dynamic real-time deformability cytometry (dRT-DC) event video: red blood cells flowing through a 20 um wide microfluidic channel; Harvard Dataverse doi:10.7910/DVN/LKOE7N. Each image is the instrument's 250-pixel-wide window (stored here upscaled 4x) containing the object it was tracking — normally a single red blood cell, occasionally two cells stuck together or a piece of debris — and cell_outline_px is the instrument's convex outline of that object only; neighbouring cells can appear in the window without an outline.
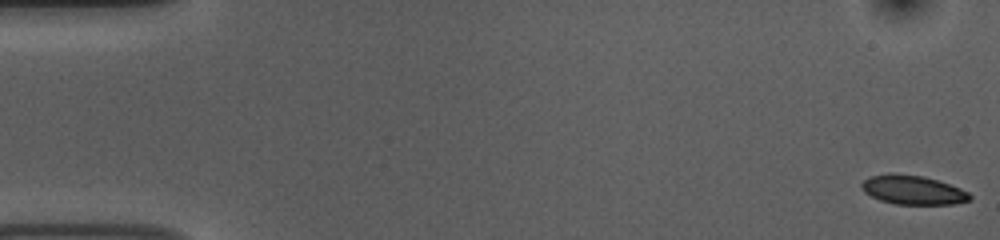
{"species": "common noctule bat (a hibernating species)", "species_latin": "Nyctalus noctula", "temperature_condition": "room temperature", "stored_images_in_passage": 54, "camera_frame_rate_fps": 3000, "um_per_image_px": 0.085, "animal": {"sex": "female", "body_mass_g": 10.0, "forearm_length_mm": 53.1}, "frame": {"image": 1, "passage_image": 1, "time_ms": 0.0, "image_size_px": [1000, 240], "cell_outline_px": [[972, 196], [968, 200], [952, 204], [896, 204], [880, 200], [864, 192], [860, 184], [864, 180], [872, 176], [892, 172], [924, 176], [960, 188], [968, 192]], "centroid_in_image_um": [77.57, 16.13], "position_along_channel_um": 7.4, "area_um2": 18.21}}
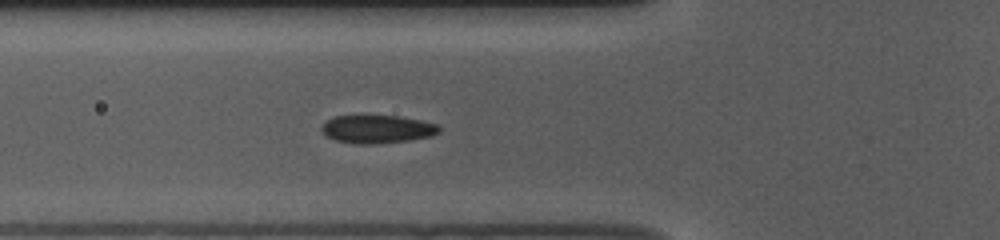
{"frame": {"image": 2, "passage_image": 19, "time_ms": 6.0, "image_size_px": [1000, 240], "cell_outline_px": [[440, 132], [432, 136], [408, 140], [372, 144], [356, 144], [336, 140], [320, 132], [320, 128], [328, 120], [336, 116], [396, 116], [420, 120], [436, 124], [440, 128]], "centroid_in_image_um": [32.06, 10.98], "position_along_channel_um": 93.7, "area_um2": 19.02}}
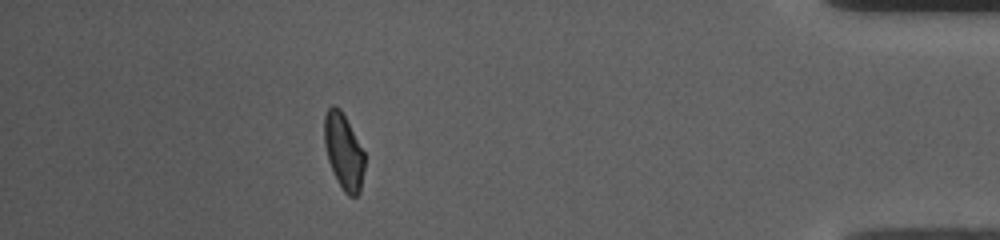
{"frame": {"image": 3, "passage_image": 48, "time_ms": 15.667, "image_size_px": [1000, 240], "cell_outline_px": [[364, 168], [360, 192], [356, 196], [348, 196], [344, 192], [328, 160], [324, 144], [324, 116], [328, 108], [332, 104], [340, 108], [364, 152]], "centroid_in_image_um": [29.2, 12.85], "position_along_channel_um": 406.0, "area_um2": 17.51}, "authors_computed_cell_mechanics": {"area_um2": 19.1607, "velocity_mm_per_s": 3.7259, "shape_relaxation_time_tau1_ms": 3.5507, "shape_relaxation_time_tau2_ms": 1.219, "deformation_change_tau1": 0.114, "deformation_change_tau2": 0.0577}}